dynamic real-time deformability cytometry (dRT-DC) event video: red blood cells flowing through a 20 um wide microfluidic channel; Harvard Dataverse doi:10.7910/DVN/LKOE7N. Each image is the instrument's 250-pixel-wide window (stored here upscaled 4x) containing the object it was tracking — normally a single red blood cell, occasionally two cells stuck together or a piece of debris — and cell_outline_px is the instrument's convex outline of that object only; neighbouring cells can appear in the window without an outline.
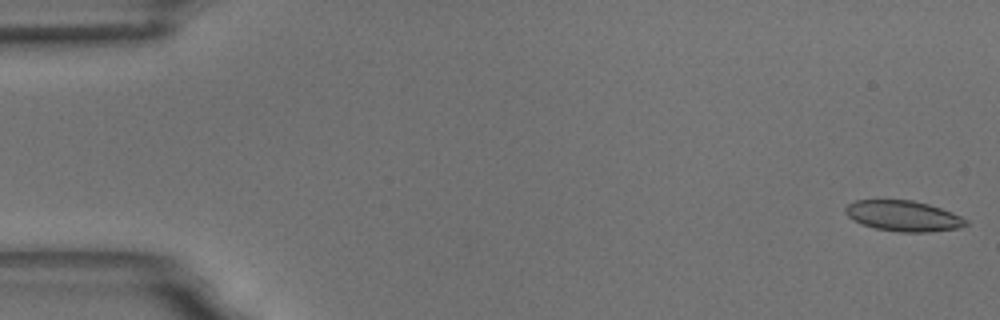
{"species": "common noctule bat (a hibernating species)", "species_latin": "Nyctalus noctula", "temperature_condition": "room temperature", "stored_images_in_passage": 58, "camera_frame_rate_fps": 3000, "um_per_image_px": 0.085, "animal": {"sex": "male", "body_mass_g": 18.8}, "frame": {"image": 1, "passage_image": 1, "time_ms": 0.0, "image_size_px": [1000, 320], "cell_outline_px": [[968, 224], [956, 228], [928, 232], [896, 232], [876, 228], [852, 220], [844, 212], [844, 208], [848, 204], [856, 200], [912, 200], [928, 204], [952, 212], [968, 220]], "centroid_in_image_um": [76.76, 18.35], "position_along_channel_um": 8.2, "area_um2": 21.39}}
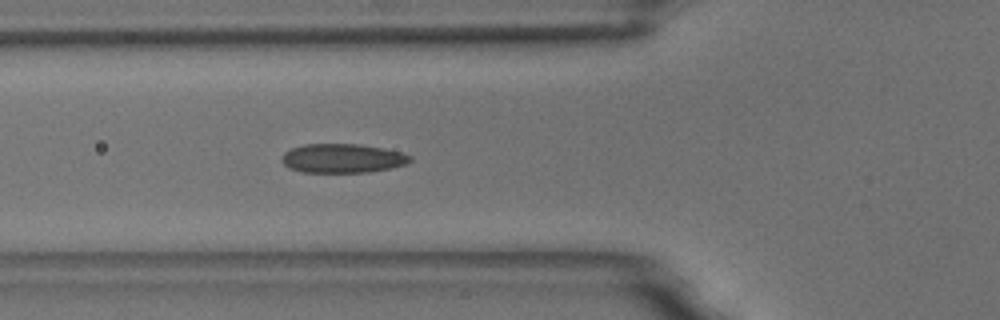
{"frame": {"image": 2, "passage_image": 21, "time_ms": 6.667, "image_size_px": [1000, 320], "cell_outline_px": [[412, 160], [404, 164], [388, 168], [368, 172], [304, 172], [288, 168], [280, 160], [284, 152], [292, 148], [304, 144], [360, 144], [384, 148], [400, 152], [412, 156]], "centroid_in_image_um": [29.08, 13.45], "position_along_channel_um": 96.7, "area_um2": 21.68}}
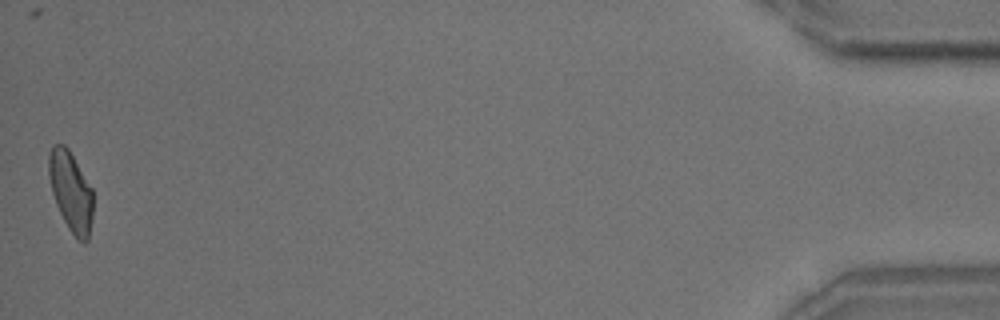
{"frame": {"image": 3, "passage_image": 58, "time_ms": 19.0, "image_size_px": [1000, 320], "cell_outline_px": [[92, 220], [88, 240], [84, 244], [68, 228], [56, 204], [52, 192], [48, 172], [48, 152], [52, 144], [64, 144], [68, 148], [92, 188]], "centroid_in_image_um": [6.01, 16.24], "position_along_channel_um": 429.2, "area_um2": 20.52}, "authors_computed_cell_mechanics": {"area_um2": 21.5594, "velocity_mm_per_s": 3.4556, "shape_relaxation_time_tau1_ms": null, "shape_relaxation_time_tau2_ms": 1.9503, "deformation_change_tau1": null, "deformation_change_tau2": 0.0939}}